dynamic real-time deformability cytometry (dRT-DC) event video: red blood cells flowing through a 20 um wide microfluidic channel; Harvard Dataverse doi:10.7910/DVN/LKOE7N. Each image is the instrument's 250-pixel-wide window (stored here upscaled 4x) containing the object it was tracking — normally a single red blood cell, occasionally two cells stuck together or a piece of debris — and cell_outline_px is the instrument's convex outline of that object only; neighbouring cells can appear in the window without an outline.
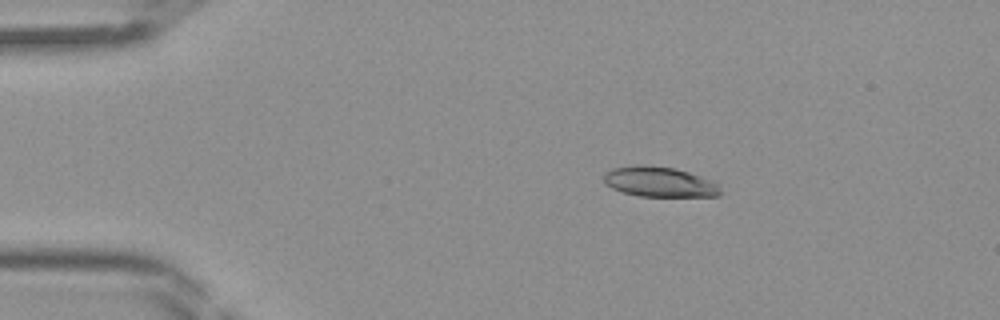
{"species": "Egyptian fruit bat (a non-hibernating species)", "species_latin": "Rousettus aegyptiacus", "temperature_condition": "room temperature", "stored_images_in_passage": 37, "camera_frame_rate_fps": 3000, "um_per_image_px": 0.085, "frame": {"image": 1, "passage_image": 1, "time_ms": 0.0, "image_size_px": [1000, 320], "cell_outline_px": [[724, 192], [720, 196], [640, 196], [620, 192], [604, 184], [604, 172], [612, 168], [636, 164], [676, 168], [712, 180], [720, 184]], "centroid_in_image_um": [56.07, 15.46], "position_along_channel_um": 28.9, "area_um2": 20.87}}
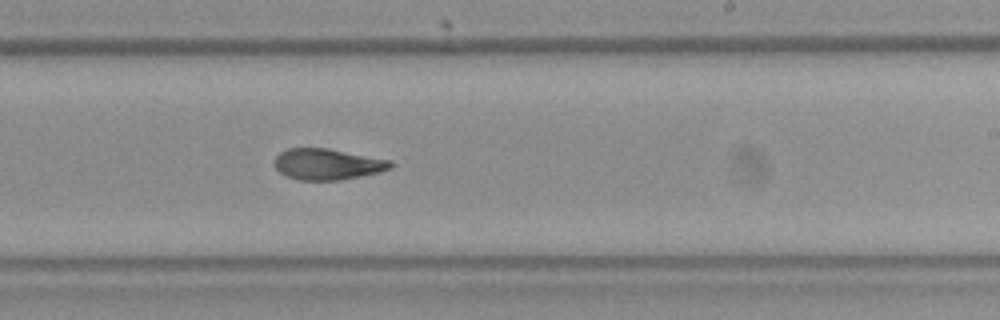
{"frame": {"image": 2, "passage_image": 20, "time_ms": 6.333, "image_size_px": [1000, 320], "cell_outline_px": [[392, 168], [380, 172], [340, 180], [300, 180], [288, 176], [280, 172], [272, 164], [276, 156], [280, 152], [288, 148], [328, 148], [392, 160]], "centroid_in_image_um": [27.83, 13.95], "position_along_channel_um": 261.2, "area_um2": 21.1}}
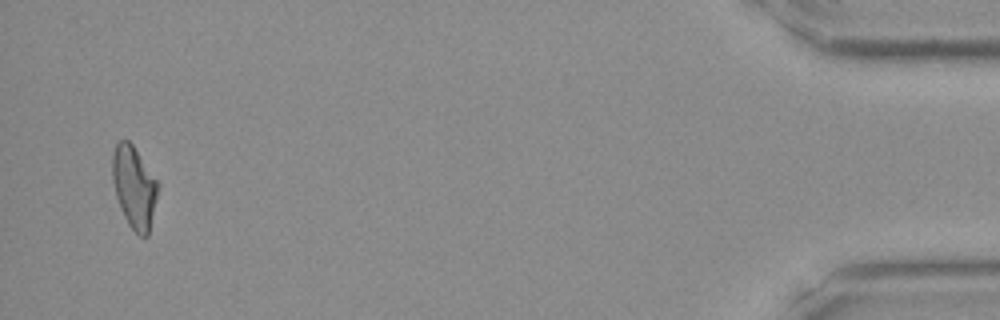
{"frame": {"image": 3, "passage_image": 36, "time_ms": 11.667, "image_size_px": [1000, 320], "cell_outline_px": [[160, 184], [148, 236], [140, 236], [128, 224], [120, 208], [116, 196], [112, 180], [112, 156], [116, 144], [120, 140], [128, 140], [132, 144]], "centroid_in_image_um": [11.41, 15.9], "position_along_channel_um": 423.8, "area_um2": 21.73}}